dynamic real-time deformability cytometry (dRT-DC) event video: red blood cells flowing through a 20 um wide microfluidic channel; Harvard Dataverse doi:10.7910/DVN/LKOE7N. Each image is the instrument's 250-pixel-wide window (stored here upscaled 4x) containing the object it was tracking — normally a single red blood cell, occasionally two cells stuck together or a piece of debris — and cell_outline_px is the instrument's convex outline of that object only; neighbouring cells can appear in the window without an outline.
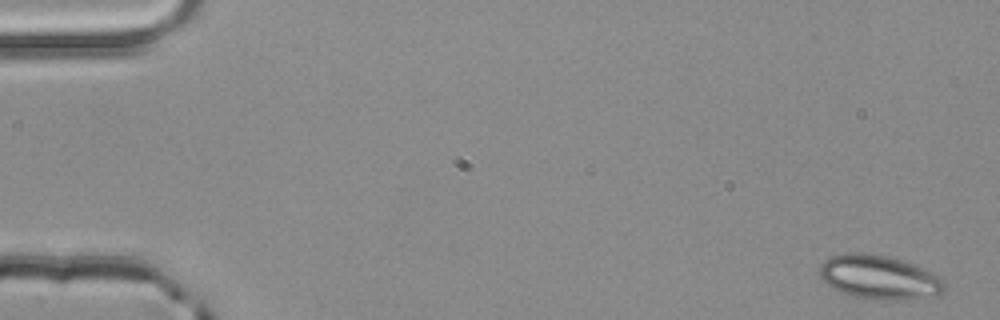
{"species": "common noctule bat (a hibernating species)", "species_latin": "Nyctalus noctula", "temperature_condition": "room temperature", "stored_images_in_passage": 4, "camera_frame_rate_fps": 3000, "um_per_image_px": 0.085, "animal": {"sex": "male", "body_mass_g": 20.4}, "frame": {"image": 1, "passage_image": 1, "time_ms": 0.0, "image_size_px": [1000, 320], "cell_outline_px": [[944, 292], [936, 296], [908, 300], [864, 300], [840, 292], [832, 288], [820, 276], [820, 264], [824, 260], [832, 256], [844, 252], [864, 252], [888, 256], [900, 260], [940, 276], [944, 280]], "centroid_in_image_um": [74.71, 23.59], "position_along_channel_um": 10.3, "area_um2": 32.37}}